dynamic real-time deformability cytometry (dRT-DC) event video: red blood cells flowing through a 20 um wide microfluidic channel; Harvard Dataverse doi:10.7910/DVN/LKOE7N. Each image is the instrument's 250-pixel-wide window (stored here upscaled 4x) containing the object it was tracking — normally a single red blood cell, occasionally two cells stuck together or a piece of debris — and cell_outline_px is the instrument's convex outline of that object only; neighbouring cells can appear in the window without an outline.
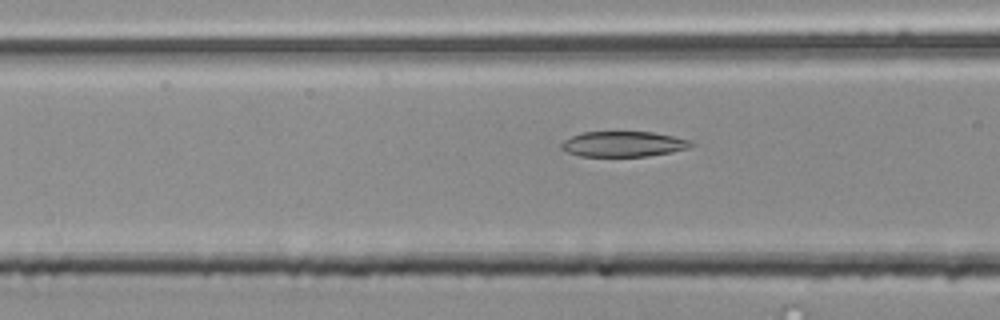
{"species": "common noctule bat (a hibernating species)", "species_latin": "Nyctalus noctula", "temperature_condition": "room temperature", "stored_images_in_passage": 44, "camera_frame_rate_fps": 3000, "um_per_image_px": 0.085, "animal": {"sex": "male", "body_mass_g": 20.4}, "frame": {"image": 1, "passage_image": 10, "time_ms": 3.0, "image_size_px": [1000, 320], "cell_outline_px": [[692, 144], [688, 148], [672, 152], [648, 156], [580, 156], [568, 152], [560, 148], [560, 144], [564, 140], [580, 132], [652, 132], [692, 140]], "centroid_in_image_um": [52.97, 12.24], "position_along_channel_um": 113.6, "area_um2": 19.13}}
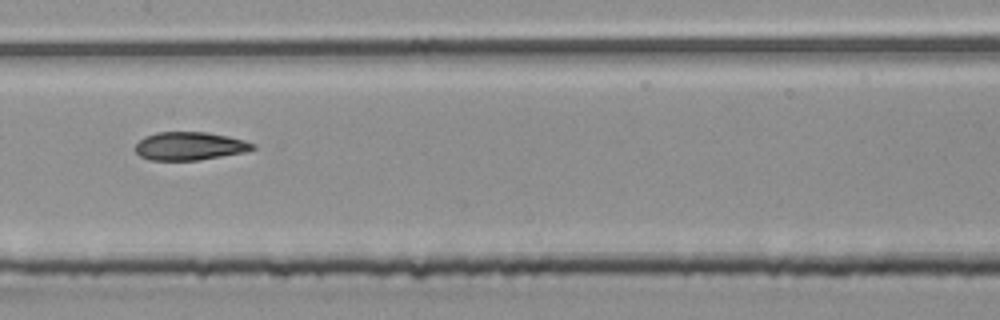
{"frame": {"image": 2, "passage_image": 16, "time_ms": 5.0, "image_size_px": [1000, 320], "cell_outline_px": [[256, 148], [248, 152], [196, 160], [148, 160], [140, 156], [132, 148], [144, 136], [156, 132], [208, 132], [228, 136], [244, 140], [256, 144]], "centroid_in_image_um": [16.12, 12.41], "position_along_channel_um": 191.3, "area_um2": 19.54}}
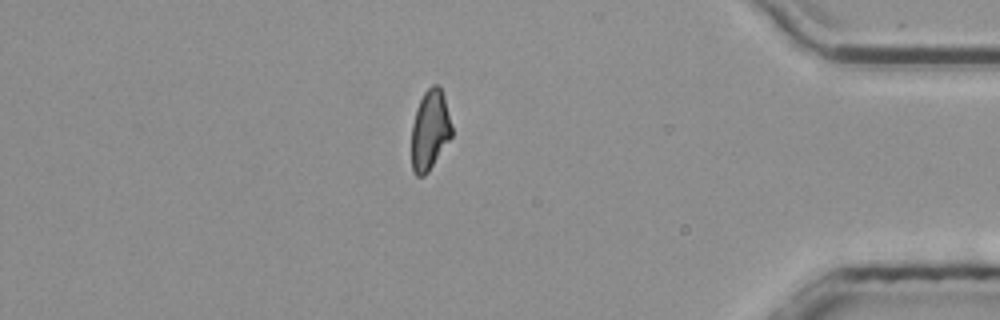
{"frame": {"image": 3, "passage_image": 35, "time_ms": 11.333, "image_size_px": [1000, 320], "cell_outline_px": [[452, 136], [428, 172], [424, 176], [416, 176], [412, 172], [412, 124], [416, 108], [424, 92], [432, 84], [440, 84], [444, 96], [452, 128]], "centroid_in_image_um": [36.54, 11.05], "position_along_channel_um": 398.7, "area_um2": 18.79}}